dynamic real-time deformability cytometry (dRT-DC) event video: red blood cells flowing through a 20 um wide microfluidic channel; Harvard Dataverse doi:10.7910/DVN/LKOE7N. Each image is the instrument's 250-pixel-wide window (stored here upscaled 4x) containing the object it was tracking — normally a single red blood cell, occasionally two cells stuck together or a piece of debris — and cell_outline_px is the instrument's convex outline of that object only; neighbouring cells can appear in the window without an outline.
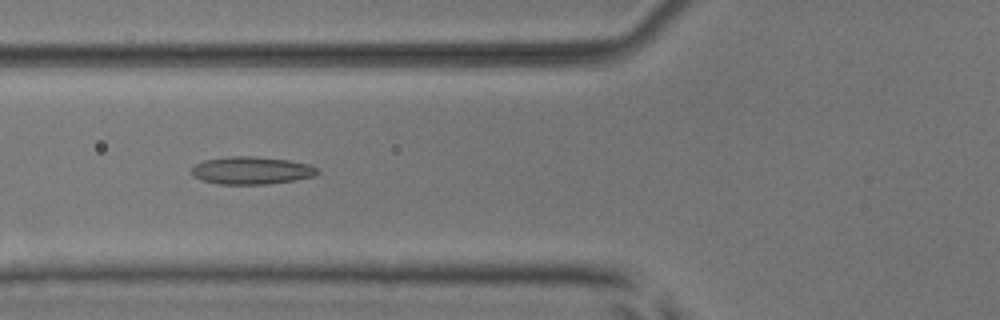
{"species": "common noctule bat (a hibernating species)", "species_latin": "Nyctalus noctula", "temperature_condition": "room temperature", "stored_images_in_passage": 39, "camera_frame_rate_fps": 3000, "um_per_image_px": 0.085, "animal": {"sex": "male", "body_mass_g": 17.9, "forearm_length_mm": 54.2}, "frame": {"image": 1, "passage_image": 6, "time_ms": 1.667, "image_size_px": [1000, 320], "cell_outline_px": [[320, 172], [316, 176], [296, 180], [268, 184], [220, 184], [200, 180], [192, 176], [192, 168], [196, 164], [204, 160], [228, 156], [252, 156], [288, 160], [308, 164], [320, 168]], "centroid_in_image_um": [21.41, 14.49], "position_along_channel_um": 104.4, "area_um2": 20.46}}
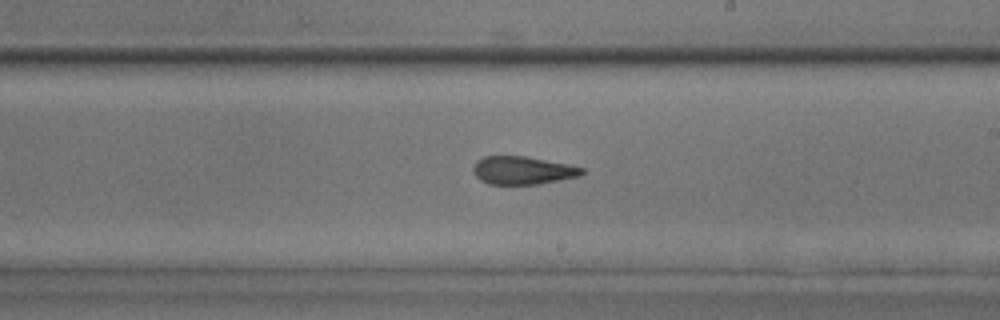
{"frame": {"image": 2, "passage_image": 17, "time_ms": 5.333, "image_size_px": [1000, 320], "cell_outline_px": [[584, 172], [580, 176], [540, 184], [488, 184], [480, 180], [472, 172], [472, 168], [476, 160], [484, 156], [524, 156], [568, 164], [584, 168]], "centroid_in_image_um": [44.4, 14.48], "position_along_channel_um": 244.6, "area_um2": 17.86}}
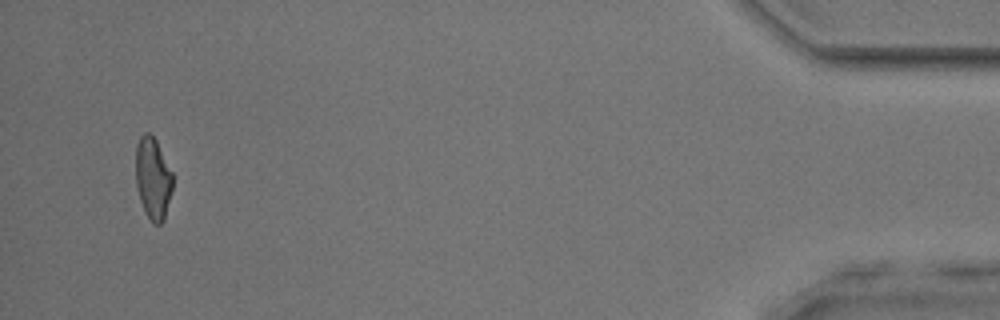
{"frame": {"image": 3, "passage_image": 37, "time_ms": 12.0, "image_size_px": [1000, 320], "cell_outline_px": [[172, 188], [164, 220], [160, 224], [156, 224], [144, 212], [140, 200], [136, 184], [136, 144], [140, 136], [144, 132], [148, 132], [156, 140], [172, 172]], "centroid_in_image_um": [12.99, 15.14], "position_along_channel_um": 422.2, "area_um2": 17.46}, "authors_computed_cell_mechanics": {"area_um2": 18.3226, "velocity_mm_per_s": 3.838, "shape_relaxation_time_tau1_ms": null, "shape_relaxation_time_tau2_ms": 2.2372, "deformation_change_tau1": null, "deformation_change_tau2": 0.1083}}